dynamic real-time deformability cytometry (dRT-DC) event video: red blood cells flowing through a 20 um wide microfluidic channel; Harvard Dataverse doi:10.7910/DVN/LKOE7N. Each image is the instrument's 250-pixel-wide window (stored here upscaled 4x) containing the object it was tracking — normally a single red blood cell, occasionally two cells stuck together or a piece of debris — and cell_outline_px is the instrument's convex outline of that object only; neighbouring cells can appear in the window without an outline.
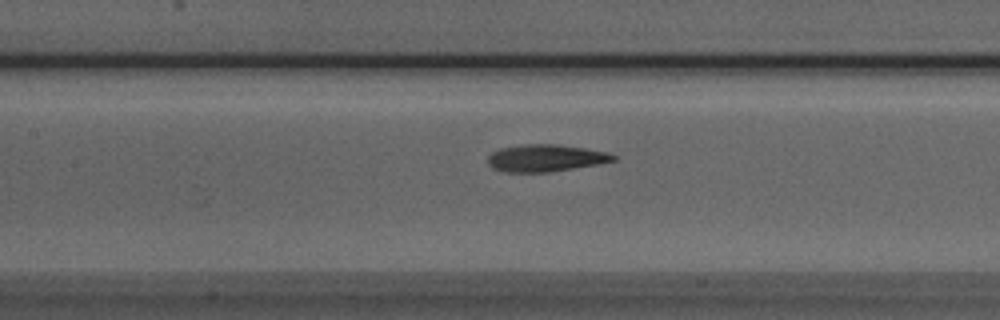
{"species": "Egyptian fruit bat (a non-hibernating species)", "species_latin": "Rousettus aegyptiacus", "temperature_condition": "room temperature", "stored_images_in_passage": 46, "camera_frame_rate_fps": 3000, "um_per_image_px": 0.085, "animal": {"sex": "male"}, "frame": {"image": 1, "passage_image": 18, "time_ms": 5.667, "image_size_px": [1000, 320], "cell_outline_px": [[616, 160], [596, 164], [548, 172], [508, 172], [492, 168], [488, 164], [488, 156], [492, 152], [500, 148], [524, 144], [556, 144], [584, 148], [608, 152], [616, 156]], "centroid_in_image_um": [46.35, 13.43], "position_along_channel_um": 161.1, "area_um2": 19.65}}
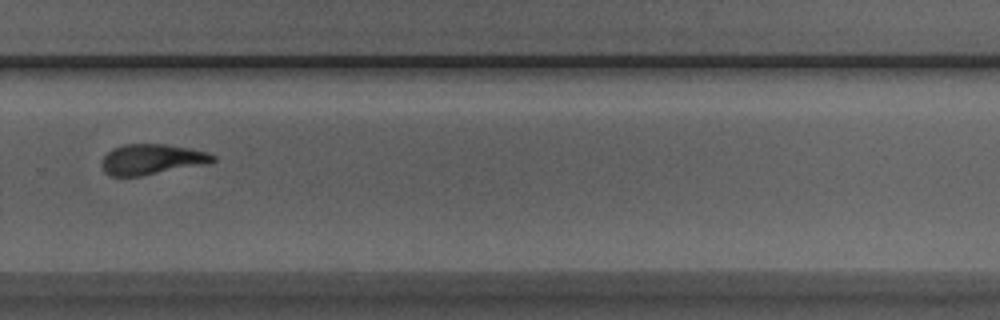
{"frame": {"image": 2, "passage_image": 30, "time_ms": 9.667, "image_size_px": [1000, 320], "cell_outline_px": [[216, 160], [204, 164], [140, 176], [112, 176], [104, 172], [104, 156], [112, 148], [124, 144], [164, 144], [188, 148], [208, 152], [216, 156]], "centroid_in_image_um": [12.91, 13.53], "position_along_channel_um": 316.9, "area_um2": 19.36}}
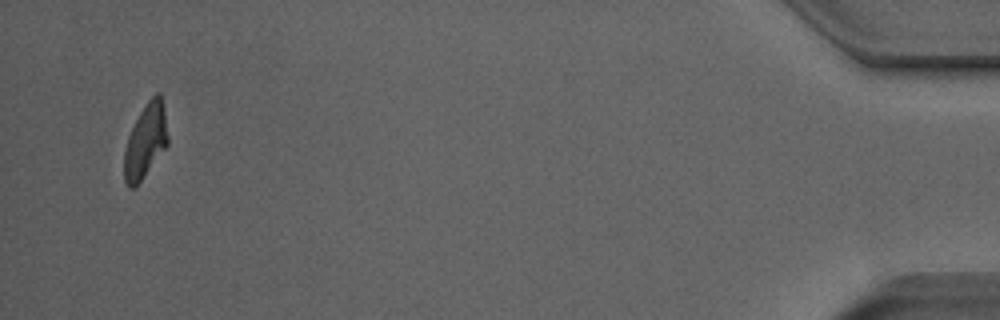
{"frame": {"image": 3, "passage_image": 45, "time_ms": 14.667, "image_size_px": [1000, 320], "cell_outline_px": [[168, 144], [140, 180], [132, 188], [128, 188], [124, 180], [124, 152], [128, 136], [144, 104], [156, 92], [160, 92], [164, 112], [168, 136]], "centroid_in_image_um": [12.36, 11.96], "position_along_channel_um": 422.8, "area_um2": 18.44}}